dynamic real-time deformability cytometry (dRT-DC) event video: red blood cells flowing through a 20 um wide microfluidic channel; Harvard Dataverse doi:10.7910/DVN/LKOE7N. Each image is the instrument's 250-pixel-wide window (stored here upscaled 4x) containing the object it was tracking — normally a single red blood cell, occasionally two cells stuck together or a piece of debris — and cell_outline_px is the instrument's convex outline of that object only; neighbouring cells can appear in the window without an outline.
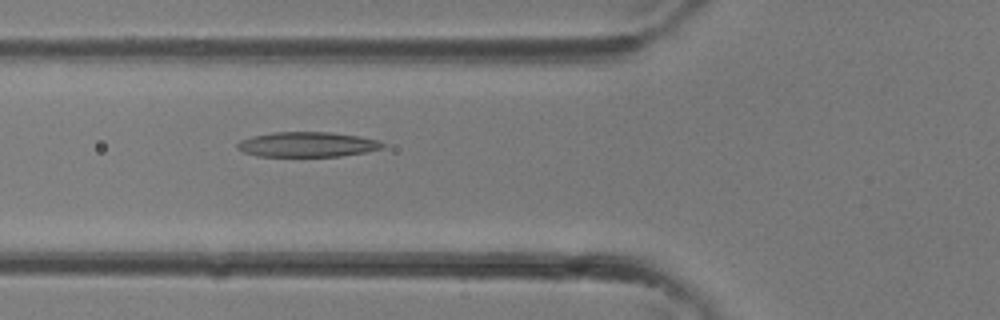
{"species": "common noctule bat (a hibernating species)", "species_latin": "Nyctalus noctula", "temperature_condition": "room temperature", "stored_images_in_passage": 13, "camera_frame_rate_fps": 3000, "um_per_image_px": 0.085, "animal": {"sex": "female"}, "frame": {"image": 1, "passage_image": 13, "time_ms": 4.0, "image_size_px": [1000, 320], "cell_outline_px": [[388, 144], [384, 148], [364, 152], [340, 156], [256, 156], [244, 152], [236, 148], [236, 144], [240, 140], [252, 136], [276, 132], [332, 132], [360, 136], [380, 140]], "centroid_in_image_um": [26.16, 12.27], "position_along_channel_um": 99.6, "area_um2": 21.33}}